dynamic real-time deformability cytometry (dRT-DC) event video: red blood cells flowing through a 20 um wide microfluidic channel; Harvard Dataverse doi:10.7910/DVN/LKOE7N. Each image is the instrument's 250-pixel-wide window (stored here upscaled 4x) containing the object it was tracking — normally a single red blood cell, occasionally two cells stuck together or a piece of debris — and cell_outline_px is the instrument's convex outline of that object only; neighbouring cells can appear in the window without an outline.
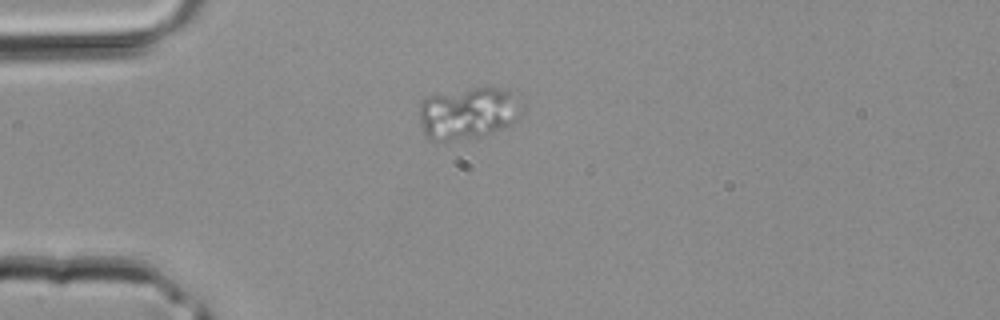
{"species": "common noctule bat (a hibernating species)", "species_latin": "Nyctalus noctula", "temperature_condition": "room temperature", "stored_images_in_passage": 31, "camera_frame_rate_fps": 3000, "um_per_image_px": 0.085, "animal": {"sex": "male", "body_mass_g": 20.4}, "frame": {"image": 1, "passage_image": 1, "time_ms": 0.0, "image_size_px": [1000, 320], "cell_outline_px": [[524, 112], [512, 124], [484, 136], [452, 140], [428, 140], [424, 136], [420, 120], [420, 104], [424, 100], [432, 96], [476, 88], [500, 88], [520, 92], [524, 108]], "centroid_in_image_um": [39.91, 9.62], "position_along_channel_um": 45.1, "area_um2": 31.39}}
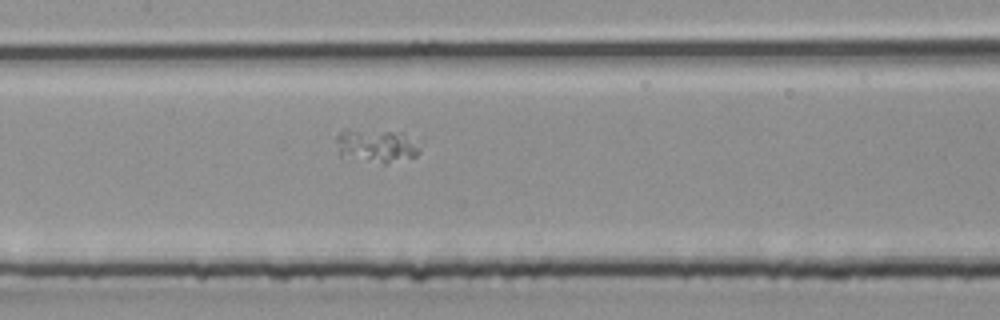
{"frame": {"image": 2, "passage_image": 10, "time_ms": 3.0, "image_size_px": [1000, 320], "cell_outline_px": [[416, 156], [384, 164], [340, 156], [336, 140], [336, 136], [344, 128], [348, 128], [404, 132], [416, 144]], "centroid_in_image_um": [31.9, 12.36], "position_along_channel_um": 175.5, "area_um2": 16.24}}
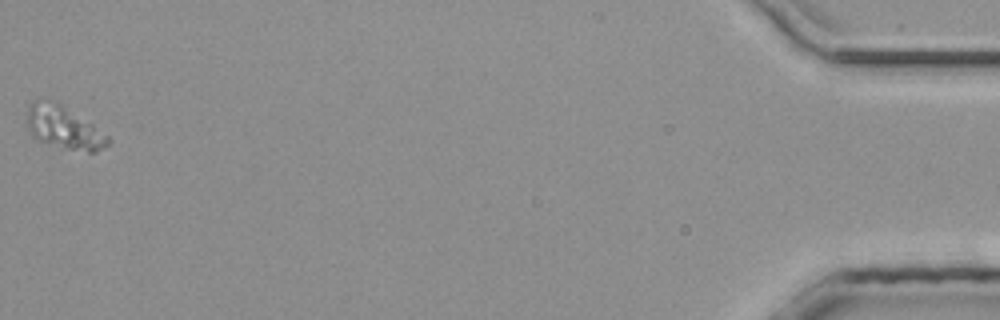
{"frame": {"image": 3, "passage_image": 31, "time_ms": 10.0, "image_size_px": [1000, 320], "cell_outline_px": [[112, 140], [104, 148], [96, 152], [88, 152], [68, 148], [40, 140], [28, 128], [24, 120], [28, 104], [36, 100], [56, 100], [92, 124], [108, 136]], "centroid_in_image_um": [5.41, 10.8], "position_along_channel_um": 429.8, "area_um2": 20.06}}